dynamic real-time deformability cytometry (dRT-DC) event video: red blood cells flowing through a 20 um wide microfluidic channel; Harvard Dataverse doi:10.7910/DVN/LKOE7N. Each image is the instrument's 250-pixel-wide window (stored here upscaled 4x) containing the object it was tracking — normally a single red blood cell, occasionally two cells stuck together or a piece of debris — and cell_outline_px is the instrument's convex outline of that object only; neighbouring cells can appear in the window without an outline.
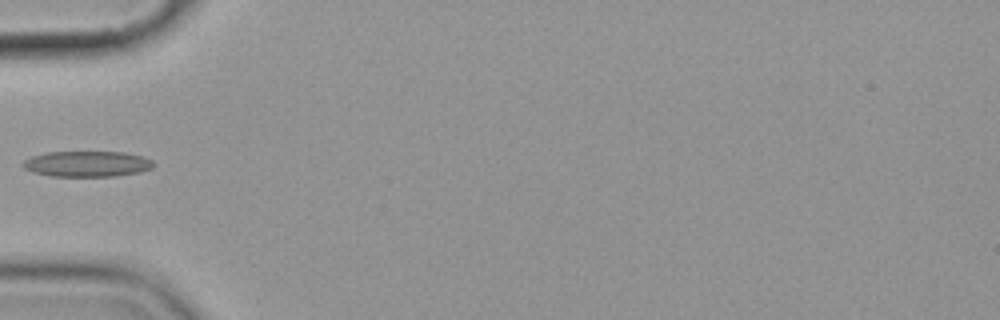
{"species": "common noctule bat (a hibernating species)", "species_latin": "Nyctalus noctula", "temperature_condition": "cold", "stored_images_in_passage": 5, "camera_frame_rate_fps": 3000, "um_per_image_px": 0.085, "animal": {"sex": "female", "body_mass_g": 19.9}, "frame": {"image": 1, "passage_image": 5, "time_ms": 5.333, "image_size_px": [1000, 320], "cell_outline_px": [[152, 168], [140, 172], [116, 176], [52, 176], [32, 172], [24, 168], [20, 164], [24, 160], [32, 156], [48, 152], [124, 152], [140, 156], [152, 160]], "centroid_in_image_um": [7.36, 13.93], "position_along_channel_um": 77.6, "area_um2": 19.48}}